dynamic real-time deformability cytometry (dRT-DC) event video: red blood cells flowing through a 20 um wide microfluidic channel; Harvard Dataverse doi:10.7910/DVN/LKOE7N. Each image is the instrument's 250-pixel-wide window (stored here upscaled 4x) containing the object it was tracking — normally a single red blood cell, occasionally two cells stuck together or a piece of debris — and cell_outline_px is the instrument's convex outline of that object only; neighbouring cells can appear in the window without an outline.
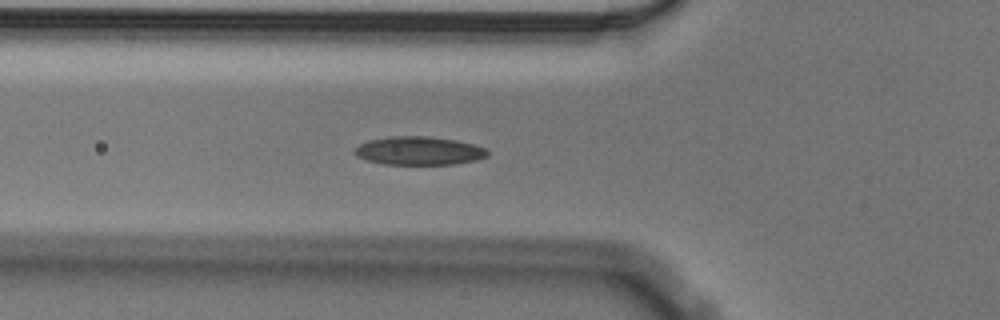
{"species": "Egyptian fruit bat (a non-hibernating species)", "species_latin": "Rousettus aegyptiacus", "temperature_condition": "cold", "stored_images_in_passage": 40, "camera_frame_rate_fps": 3000, "um_per_image_px": 0.085, "animal": {"sex": "male"}, "frame": {"image": 1, "passage_image": 14, "time_ms": 4.333, "image_size_px": [1000, 320], "cell_outline_px": [[488, 156], [476, 160], [456, 164], [384, 164], [368, 160], [356, 156], [352, 152], [360, 144], [368, 140], [392, 136], [428, 136], [456, 140], [488, 148]], "centroid_in_image_um": [35.63, 12.81], "position_along_channel_um": 90.2, "area_um2": 22.02}}
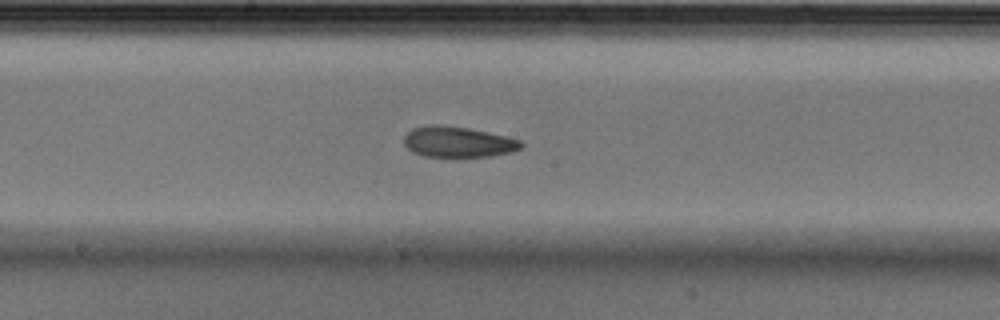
{"frame": {"image": 2, "passage_image": 24, "time_ms": 7.667, "image_size_px": [1000, 320], "cell_outline_px": [[524, 144], [520, 148], [512, 152], [492, 156], [424, 156], [412, 152], [404, 144], [404, 136], [412, 128], [432, 124], [440, 124], [468, 128], [504, 136], [520, 140]], "centroid_in_image_um": [38.9, 12.06], "position_along_channel_um": 209.3, "area_um2": 20.81}}
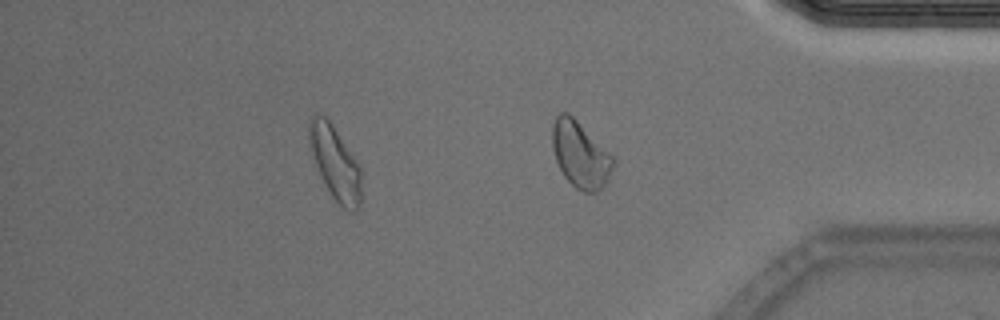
{"frame": {"image": 3, "passage_image": 40, "time_ms": 13.0, "image_size_px": [1000, 320], "cell_outline_px": [[616, 160], [608, 180], [596, 192], [584, 192], [576, 188], [564, 176], [556, 160], [552, 144], [552, 124], [556, 116], [560, 112], [568, 112]], "centroid_in_image_um": [49.31, 13.14], "position_along_channel_um": 385.9, "area_um2": 23.06}, "authors_computed_cell_mechanics": {"area_um2": 21.4438, "velocity_mm_per_s": 3.5446, "shape_relaxation_time_tau1_ms": 5.2274, "shape_relaxation_time_tau2_ms": 3.7717, "deformation_change_tau1": 0.1293, "deformation_change_tau2": 0.0932}}